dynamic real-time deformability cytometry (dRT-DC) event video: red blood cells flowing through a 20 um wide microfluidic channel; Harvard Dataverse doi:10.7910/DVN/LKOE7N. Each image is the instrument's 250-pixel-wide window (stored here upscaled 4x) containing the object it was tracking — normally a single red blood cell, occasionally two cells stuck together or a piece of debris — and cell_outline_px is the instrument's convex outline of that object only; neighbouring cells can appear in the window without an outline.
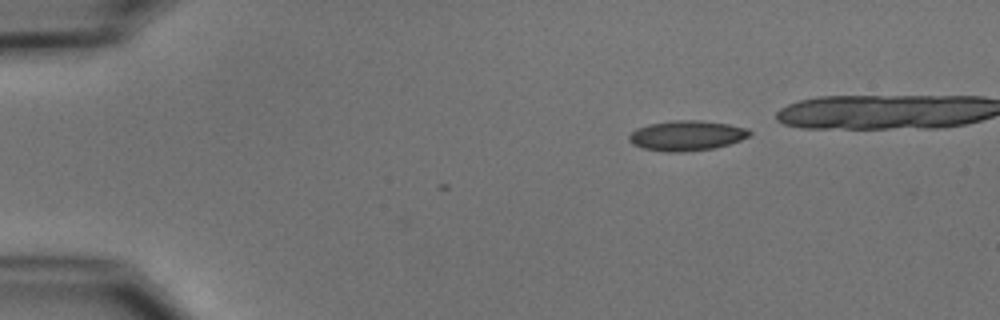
{"species": "common noctule bat (a hibernating species)", "species_latin": "Nyctalus noctula", "temperature_condition": "cold", "stored_images_in_passage": 4, "camera_frame_rate_fps": 3000, "um_per_image_px": 0.085, "animal": {"sex": "male", "body_mass_g": 15.6}, "frame": {"image": 1, "passage_image": 1, "time_ms": 0.0, "image_size_px": [1000, 320], "cell_outline_px": [[752, 132], [748, 136], [740, 140], [728, 144], [712, 148], [684, 152], [664, 152], [644, 148], [632, 144], [628, 140], [628, 136], [636, 128], [648, 124], [672, 120], [700, 120], [728, 124], [748, 128]], "centroid_in_image_um": [58.34, 11.52], "position_along_channel_um": 26.7, "area_um2": 21.15}}